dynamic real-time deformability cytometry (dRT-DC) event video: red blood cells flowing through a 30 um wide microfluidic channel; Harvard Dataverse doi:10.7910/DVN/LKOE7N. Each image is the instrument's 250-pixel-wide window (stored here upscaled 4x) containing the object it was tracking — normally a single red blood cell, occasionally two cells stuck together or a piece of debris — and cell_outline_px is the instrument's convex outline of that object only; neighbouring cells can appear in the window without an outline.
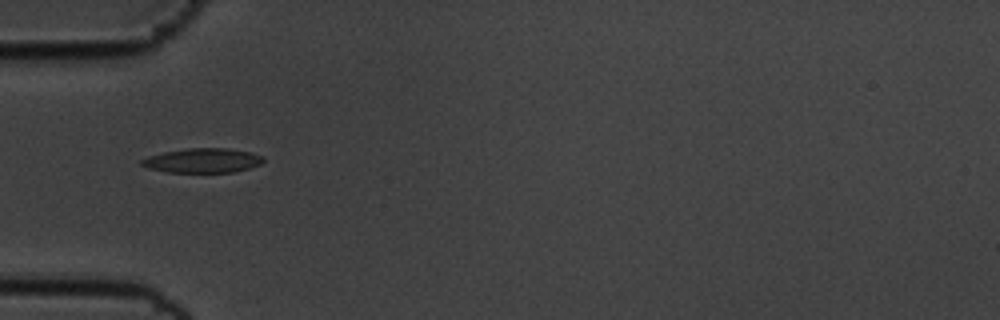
{"species": "common noctule bat (a hibernating species)", "species_latin": "Nyctalus noctula", "temperature_condition": "cold", "stored_images_in_passage": 35, "camera_frame_rate_fps": 3000, "um_per_image_px": 0.085, "animal": {"sex": "male", "body_mass_g": 19.5, "forearm_length_mm": 54.6}, "frame": {"image": 1, "passage_image": 1, "time_ms": 0.0, "image_size_px": [1000, 320], "cell_outline_px": [[264, 160], [260, 164], [248, 168], [232, 172], [168, 172], [148, 168], [140, 164], [140, 160], [148, 156], [164, 152], [188, 148], [228, 148], [252, 152], [264, 156]], "centroid_in_image_um": [17.23, 13.63], "position_along_channel_um": 67.8, "area_um2": 17.34}}
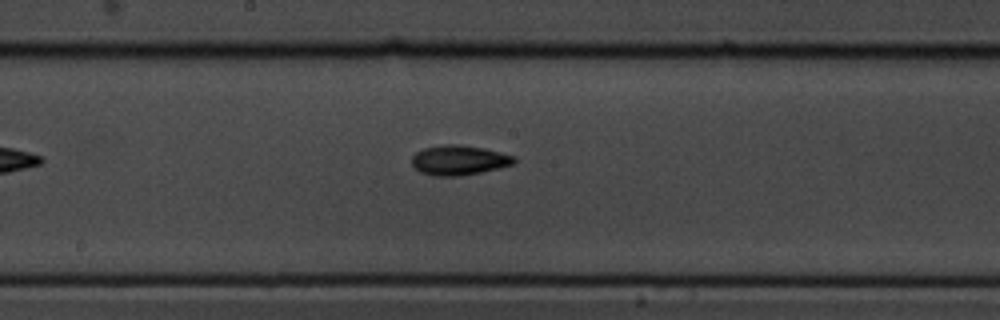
{"frame": {"image": 2, "passage_image": 13, "time_ms": 4.0, "image_size_px": [1000, 320], "cell_outline_px": [[516, 160], [512, 164], [480, 172], [460, 176], [436, 176], [420, 172], [412, 164], [412, 156], [416, 152], [424, 148], [444, 144], [460, 144], [484, 148], [516, 156]], "centroid_in_image_um": [39.0, 13.6], "position_along_channel_um": 209.2, "area_um2": 17.69}}
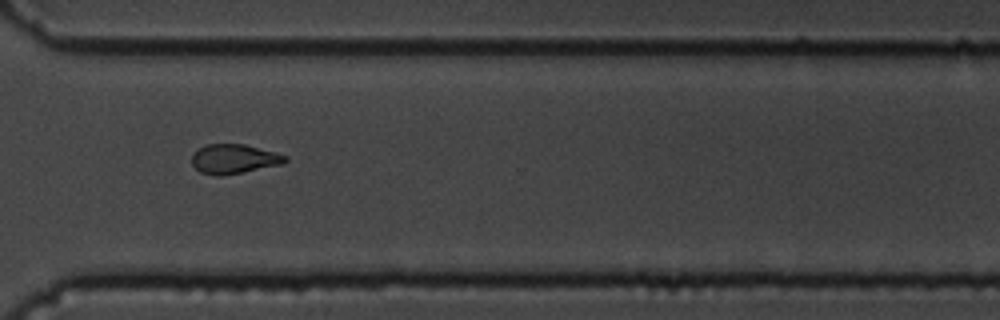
{"frame": {"image": 3, "passage_image": 25, "time_ms": 8.0, "image_size_px": [1000, 320], "cell_outline_px": [[288, 160], [284, 164], [220, 176], [216, 176], [200, 172], [192, 164], [192, 152], [204, 144], [244, 144], [276, 152], [288, 156]], "centroid_in_image_um": [19.89, 13.5], "position_along_channel_um": 350.7, "area_um2": 16.18}, "authors_computed_cell_mechanics": {"area_um2": 16.762, "velocity_mm_per_s": 3.5423, "shape_relaxation_time_tau1_ms": 4.1609, "shape_relaxation_time_tau2_ms": null, "deformation_change_tau1": 0.114, "deformation_change_tau2": null}}